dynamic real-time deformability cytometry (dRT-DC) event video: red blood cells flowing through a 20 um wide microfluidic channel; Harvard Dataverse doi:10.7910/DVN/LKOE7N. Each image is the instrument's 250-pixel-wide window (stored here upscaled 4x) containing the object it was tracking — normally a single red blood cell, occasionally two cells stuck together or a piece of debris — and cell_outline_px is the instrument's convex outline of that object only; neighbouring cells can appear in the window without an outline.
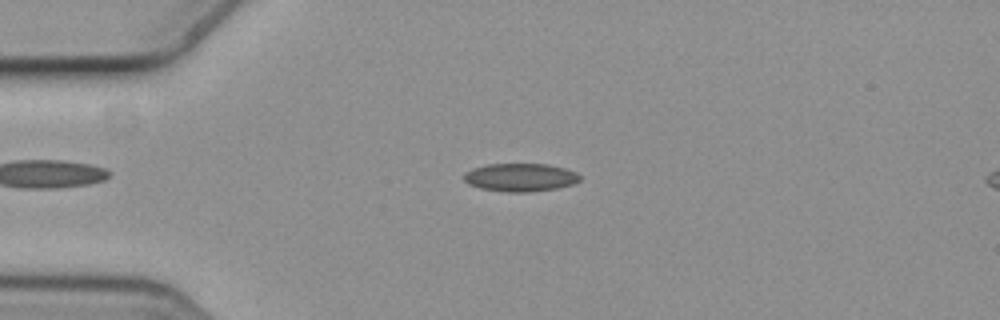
{"species": "common noctule bat (a hibernating species)", "species_latin": "Nyctalus noctula", "temperature_condition": "cold", "stored_images_in_passage": 4, "segment_of_instrument_passage": [1, 2], "camera_frame_rate_fps": 3000, "um_per_image_px": 0.085, "animal": {"sex": "female", "body_mass_g": 19.3, "forearm_length_mm": 54.1}, "frame": {"image": 1, "passage_image": 2, "time_ms": 0.333, "image_size_px": [1000, 320], "cell_outline_px": [[580, 180], [572, 184], [556, 188], [528, 192], [508, 192], [480, 188], [468, 184], [464, 180], [464, 172], [472, 168], [488, 164], [548, 164], [564, 168], [576, 172], [580, 176]], "centroid_in_image_um": [44.2, 15.07], "position_along_channel_um": 40.8, "area_um2": 18.96}}